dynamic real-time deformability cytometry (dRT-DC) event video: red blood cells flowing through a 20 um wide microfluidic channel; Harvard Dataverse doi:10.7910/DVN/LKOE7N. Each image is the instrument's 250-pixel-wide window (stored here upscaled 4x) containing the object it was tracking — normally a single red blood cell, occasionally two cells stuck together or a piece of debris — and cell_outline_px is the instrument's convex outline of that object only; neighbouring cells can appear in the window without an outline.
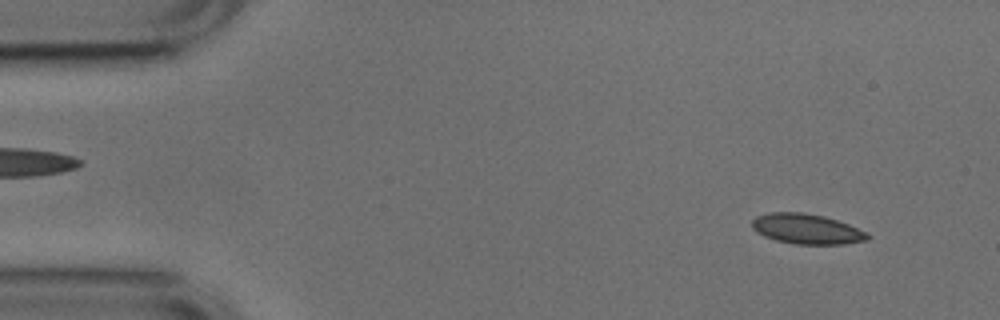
{"species": "common noctule bat (a hibernating species)", "species_latin": "Nyctalus noctula", "temperature_condition": "cold", "stored_images_in_passage": 53, "camera_frame_rate_fps": 3000, "um_per_image_px": 0.085, "animal": {"sex": "male", "body_mass_g": 17.9, "forearm_length_mm": 54.2}, "frame": {"image": 1, "passage_image": 4, "time_ms": 1.0, "image_size_px": [1000, 320], "cell_outline_px": [[872, 236], [868, 240], [844, 244], [796, 244], [776, 240], [764, 236], [756, 232], [752, 228], [752, 220], [756, 216], [768, 212], [804, 212], [824, 216], [848, 224], [868, 232]], "centroid_in_image_um": [68.58, 19.46], "position_along_channel_um": 16.4, "area_um2": 20.46}}
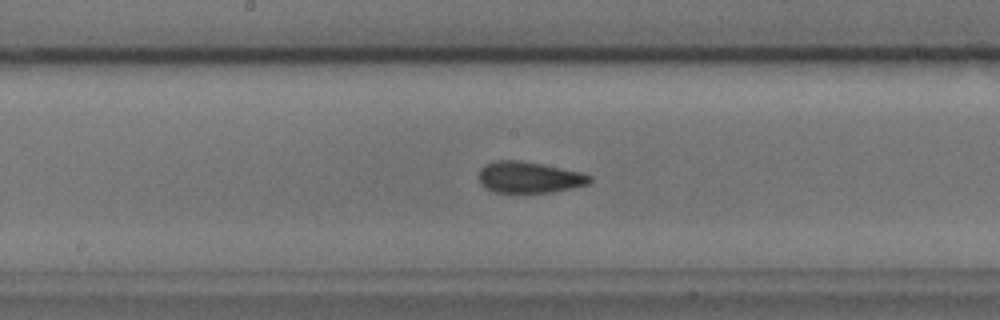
{"frame": {"image": 2, "passage_image": 26, "time_ms": 8.333, "image_size_px": [1000, 320], "cell_outline_px": [[592, 180], [588, 184], [572, 188], [552, 192], [512, 196], [492, 192], [480, 184], [480, 168], [484, 164], [496, 160], [520, 160], [580, 172], [592, 176]], "centroid_in_image_um": [44.92, 15.13], "position_along_channel_um": 203.3, "area_um2": 20.98}}
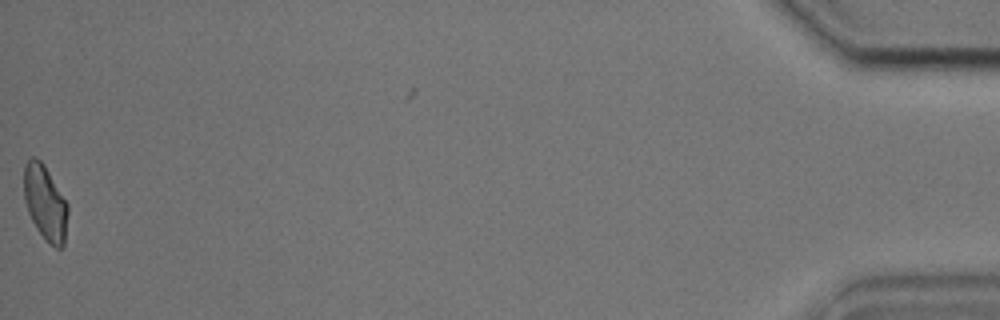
{"frame": {"image": 3, "passage_image": 52, "time_ms": 17.0, "image_size_px": [1000, 320], "cell_outline_px": [[68, 212], [64, 248], [56, 248], [48, 244], [44, 240], [36, 228], [28, 212], [24, 200], [24, 164], [32, 156], [36, 156], [44, 164], [68, 204]], "centroid_in_image_um": [3.84, 17.26], "position_along_channel_um": 431.4, "area_um2": 19.48}, "authors_computed_cell_mechanics": {"area_um2": 20.1722, "velocity_mm_per_s": 3.7765, "shape_relaxation_time_tau1_ms": 3.0635, "shape_relaxation_time_tau2_ms": 1.6292, "deformation_change_tau1": 0.0947, "deformation_change_tau2": 0.0657}}